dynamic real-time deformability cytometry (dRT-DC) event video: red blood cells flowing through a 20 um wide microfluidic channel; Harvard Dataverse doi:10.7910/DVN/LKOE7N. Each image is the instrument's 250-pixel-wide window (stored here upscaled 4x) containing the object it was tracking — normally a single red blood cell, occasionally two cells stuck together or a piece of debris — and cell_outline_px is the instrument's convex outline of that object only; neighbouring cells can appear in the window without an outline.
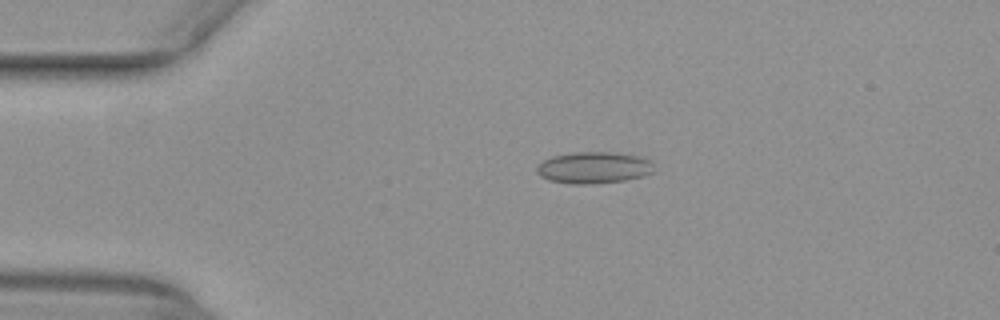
{"species": "common noctule bat (a hibernating species)", "species_latin": "Nyctalus noctula", "temperature_condition": "warm", "stored_images_in_passage": 42, "camera_frame_rate_fps": 3000, "um_per_image_px": 0.085, "animal": {"sex": "female", "body_mass_g": 29.2, "forearm_length_mm": 56.3}, "frame": {"image": 1, "passage_image": 1, "time_ms": 0.0, "image_size_px": [1000, 320], "cell_outline_px": [[652, 172], [644, 176], [624, 180], [592, 184], [572, 184], [548, 180], [540, 176], [536, 172], [536, 168], [544, 160], [552, 156], [576, 152], [612, 152], [640, 156], [652, 160]], "centroid_in_image_um": [50.47, 14.25], "position_along_channel_um": 34.5, "area_um2": 21.62}}
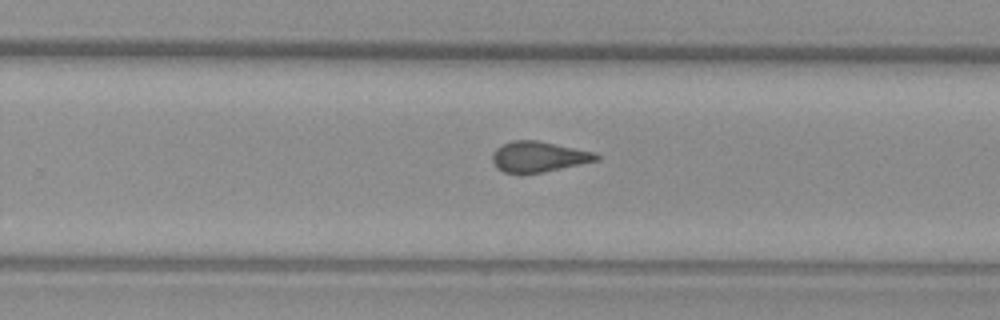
{"frame": {"image": 2, "passage_image": 23, "time_ms": 7.333, "image_size_px": [1000, 320], "cell_outline_px": [[600, 160], [544, 172], [520, 176], [504, 172], [496, 168], [492, 160], [492, 156], [496, 148], [512, 140], [536, 140], [596, 152], [600, 156]], "centroid_in_image_um": [45.77, 13.35], "position_along_channel_um": 284.0, "area_um2": 18.96}}
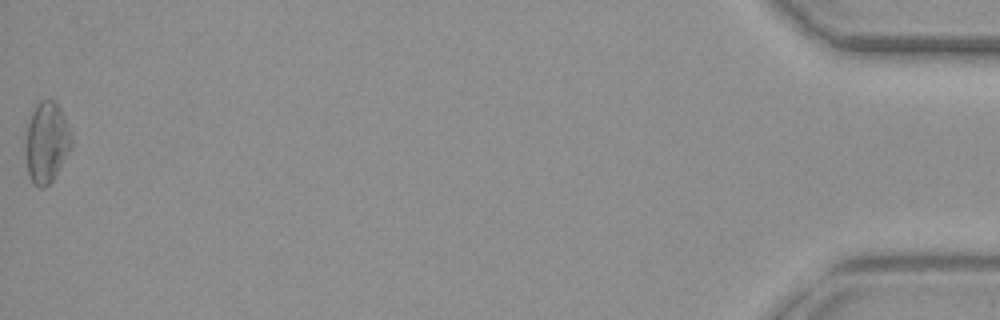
{"frame": {"image": 3, "passage_image": 42, "time_ms": 13.667, "image_size_px": [1000, 320], "cell_outline_px": [[72, 148], [52, 180], [44, 188], [40, 188], [28, 176], [28, 124], [32, 112], [36, 104], [40, 100], [52, 100], [60, 108], [72, 136]], "centroid_in_image_um": [4.01, 12.09], "position_along_channel_um": 431.2, "area_um2": 20.81}, "authors_computed_cell_mechanics": {"area_um2": 19.2185, "velocity_mm_per_s": 3.9819, "shape_relaxation_time_tau1_ms": null, "shape_relaxation_time_tau2_ms": 1.3307, "deformation_change_tau1": null, "deformation_change_tau2": 0.0686}}